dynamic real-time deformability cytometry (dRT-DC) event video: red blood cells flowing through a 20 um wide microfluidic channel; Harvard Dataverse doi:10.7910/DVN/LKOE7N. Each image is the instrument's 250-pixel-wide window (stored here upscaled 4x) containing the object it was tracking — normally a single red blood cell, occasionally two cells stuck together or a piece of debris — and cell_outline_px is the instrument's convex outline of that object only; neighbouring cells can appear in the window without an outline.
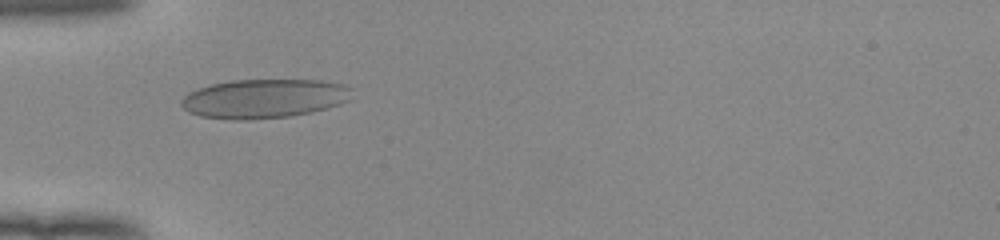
{"species": "human", "species_latin": "Homo sapiens", "temperature_condition": "room temperature", "stored_images_in_passage": 33, "camera_frame_rate_fps": 3000, "um_per_image_px": 0.085, "donor": {"sex": "female"}, "frame": {"image": 1, "passage_image": 1, "time_ms": 0.0, "image_size_px": [1000, 240], "cell_outline_px": [[352, 100], [340, 104], [312, 112], [288, 116], [248, 120], [232, 120], [200, 116], [188, 112], [180, 104], [180, 100], [188, 92], [212, 84], [232, 80], [320, 80], [344, 84], [352, 88]], "centroid_in_image_um": [22.47, 8.38], "position_along_channel_um": 62.5, "area_um2": 39.13}}
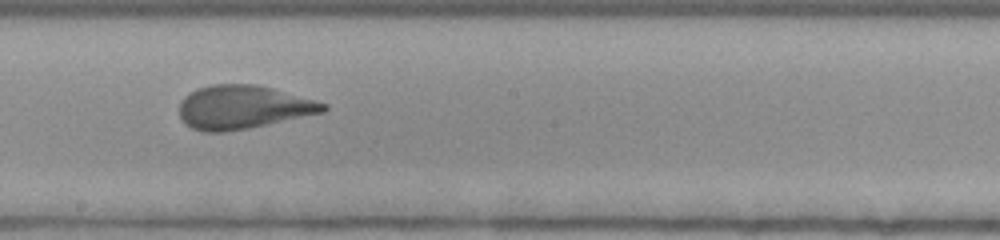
{"frame": {"image": 2, "passage_image": 14, "time_ms": 4.333, "image_size_px": [1000, 240], "cell_outline_px": [[328, 108], [324, 112], [248, 128], [224, 132], [204, 132], [192, 128], [184, 124], [180, 116], [180, 100], [184, 96], [196, 88], [212, 84], [256, 84], [272, 88], [316, 100], [328, 104]], "centroid_in_image_um": [20.63, 9.1], "position_along_channel_um": 227.6, "area_um2": 36.59}}
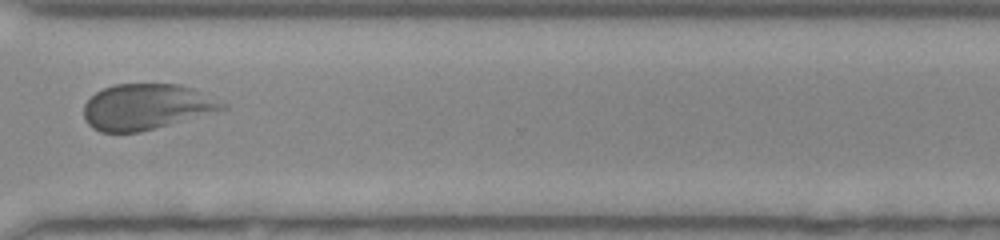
{"frame": {"image": 3, "passage_image": 24, "time_ms": 7.667, "image_size_px": [1000, 240], "cell_outline_px": [[228, 108], [156, 128], [140, 132], [100, 132], [92, 128], [84, 120], [84, 104], [96, 92], [104, 88], [116, 84], [180, 84], [192, 88], [228, 104]], "centroid_in_image_um": [12.42, 9.08], "position_along_channel_um": 358.2, "area_um2": 36.82}, "authors_computed_cell_mechanics": {"area_um2": 36.0672, "velocity_mm_per_s": 3.9042, "shape_relaxation_time_tau1_ms": 3.3112, "shape_relaxation_time_tau2_ms": null, "deformation_change_tau1": 0.1386, "deformation_change_tau2": null}}